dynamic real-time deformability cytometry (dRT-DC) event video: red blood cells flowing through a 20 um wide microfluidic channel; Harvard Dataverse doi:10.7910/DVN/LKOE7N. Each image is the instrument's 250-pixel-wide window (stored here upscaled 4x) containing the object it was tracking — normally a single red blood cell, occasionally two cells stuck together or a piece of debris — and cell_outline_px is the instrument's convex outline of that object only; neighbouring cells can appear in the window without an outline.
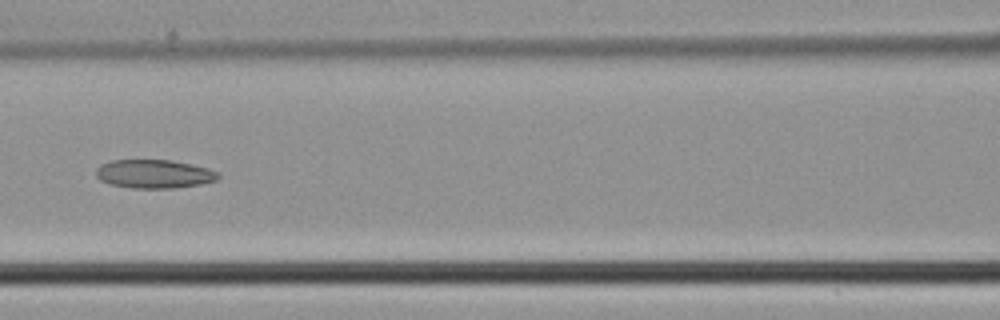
{"species": "common noctule bat (a hibernating species)", "species_latin": "Nyctalus noctula", "temperature_condition": "cold", "stored_images_in_passage": 35, "camera_frame_rate_fps": 3000, "um_per_image_px": 0.085, "animal": {"sex": "male", "body_mass_g": 21.5, "forearm_length_mm": 52.0}, "frame": {"image": 1, "passage_image": 11, "time_ms": 3.333, "image_size_px": [1000, 320], "cell_outline_px": [[220, 176], [216, 180], [200, 184], [176, 188], [132, 188], [108, 184], [100, 180], [96, 176], [96, 168], [100, 164], [112, 160], [168, 160], [208, 168], [220, 172]], "centroid_in_image_um": [13.08, 14.79], "position_along_channel_um": 153.5, "area_um2": 20.4}}
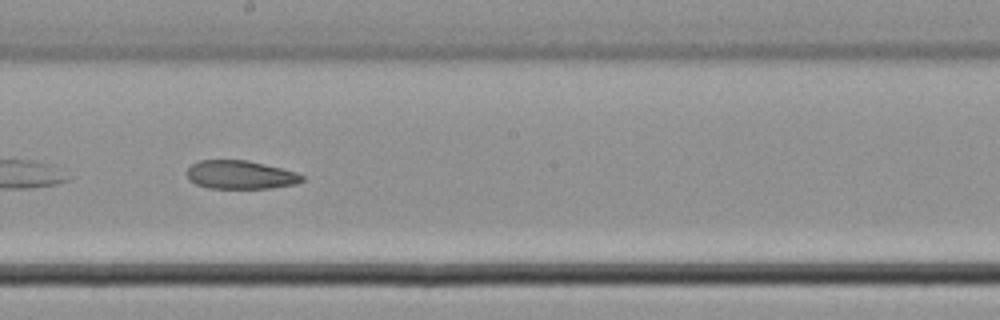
{"frame": {"image": 2, "passage_image": 16, "time_ms": 5.0, "image_size_px": [1000, 320], "cell_outline_px": [[304, 180], [296, 184], [272, 188], [208, 188], [196, 184], [188, 180], [188, 168], [192, 164], [200, 160], [248, 160], [296, 172], [304, 176]], "centroid_in_image_um": [20.44, 14.86], "position_along_channel_um": 227.8, "area_um2": 19.07}}